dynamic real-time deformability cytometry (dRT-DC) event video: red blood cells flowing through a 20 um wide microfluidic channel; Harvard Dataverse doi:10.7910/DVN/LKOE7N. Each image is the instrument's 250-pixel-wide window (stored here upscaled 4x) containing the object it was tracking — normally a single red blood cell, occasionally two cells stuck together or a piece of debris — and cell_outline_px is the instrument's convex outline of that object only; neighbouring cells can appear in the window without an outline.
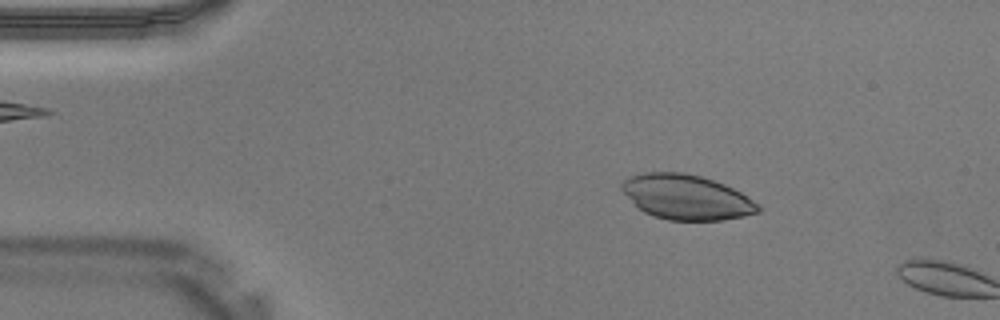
{"species": "Egyptian fruit bat (a non-hibernating species)", "species_latin": "Rousettus aegyptiacus", "temperature_condition": "warm", "stored_images_in_passage": 7, "camera_frame_rate_fps": 3000, "um_per_image_px": 0.085, "animal": {"sex": "male"}, "frame": {"image": 1, "passage_image": 6, "time_ms": 1.667, "image_size_px": [1000, 320], "cell_outline_px": [[760, 212], [744, 216], [724, 220], [668, 220], [644, 212], [620, 188], [620, 184], [624, 180], [632, 176], [644, 172], [684, 172], [700, 176], [724, 184], [740, 192], [760, 204]], "centroid_in_image_um": [58.38, 16.75], "position_along_channel_um": 26.6, "area_um2": 35.37}}